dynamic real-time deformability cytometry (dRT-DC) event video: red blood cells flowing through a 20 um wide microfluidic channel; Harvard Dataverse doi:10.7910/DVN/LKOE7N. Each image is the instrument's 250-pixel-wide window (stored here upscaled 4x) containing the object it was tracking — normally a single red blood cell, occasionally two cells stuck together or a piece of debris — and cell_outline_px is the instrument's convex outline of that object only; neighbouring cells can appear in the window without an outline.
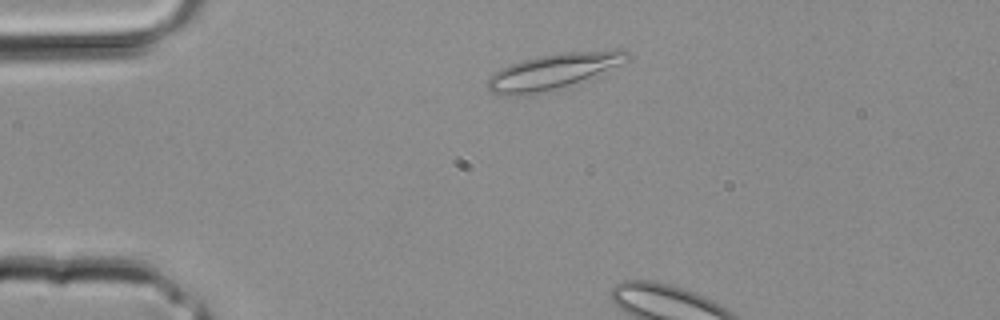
{"species": "common noctule bat (a hibernating species)", "species_latin": "Nyctalus noctula", "temperature_condition": "room temperature", "stored_images_in_passage": 3, "camera_frame_rate_fps": 3000, "um_per_image_px": 0.085, "animal": {"sex": "male", "body_mass_g": 20.4}, "frame": {"image": 1, "passage_image": 2, "time_ms": 0.333, "image_size_px": [1000, 320], "cell_outline_px": [[632, 60], [568, 84], [532, 96], [500, 96], [492, 92], [488, 88], [488, 76], [500, 68], [508, 64], [536, 56], [560, 52], [616, 48], [620, 48], [628, 52], [632, 56]], "centroid_in_image_um": [47.0, 6.03], "position_along_channel_um": 38.0, "area_um2": 29.3}}